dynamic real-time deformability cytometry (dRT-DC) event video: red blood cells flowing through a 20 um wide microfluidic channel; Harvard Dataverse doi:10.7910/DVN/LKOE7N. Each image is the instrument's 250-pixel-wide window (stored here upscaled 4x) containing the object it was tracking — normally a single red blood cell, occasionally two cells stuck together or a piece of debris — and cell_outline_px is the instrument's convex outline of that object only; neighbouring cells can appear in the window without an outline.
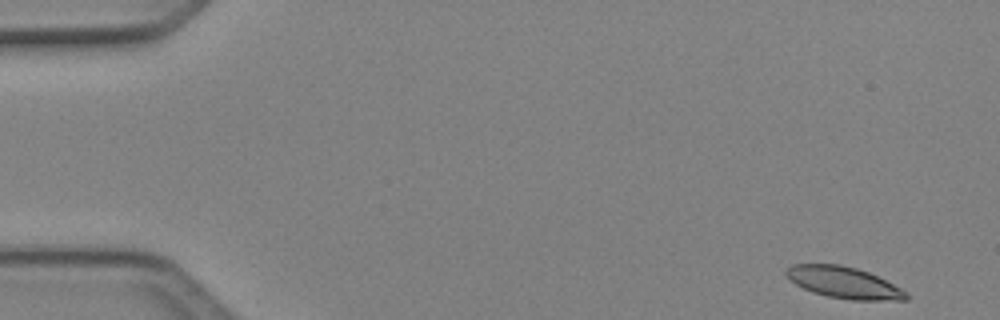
{"species": "Egyptian fruit bat (a non-hibernating species)", "species_latin": "Rousettus aegyptiacus", "temperature_condition": "cold", "stored_images_in_passage": 4, "camera_frame_rate_fps": 3000, "um_per_image_px": 0.085, "animal": {"sex": "female"}, "frame": {"image": 1, "passage_image": 1, "time_ms": 0.0, "image_size_px": [1000, 320], "cell_outline_px": [[908, 300], [852, 300], [828, 296], [812, 292], [788, 280], [784, 272], [792, 264], [840, 264], [856, 268], [868, 272], [908, 292]], "centroid_in_image_um": [71.7, 24.01], "position_along_channel_um": 13.3, "area_um2": 21.91}}